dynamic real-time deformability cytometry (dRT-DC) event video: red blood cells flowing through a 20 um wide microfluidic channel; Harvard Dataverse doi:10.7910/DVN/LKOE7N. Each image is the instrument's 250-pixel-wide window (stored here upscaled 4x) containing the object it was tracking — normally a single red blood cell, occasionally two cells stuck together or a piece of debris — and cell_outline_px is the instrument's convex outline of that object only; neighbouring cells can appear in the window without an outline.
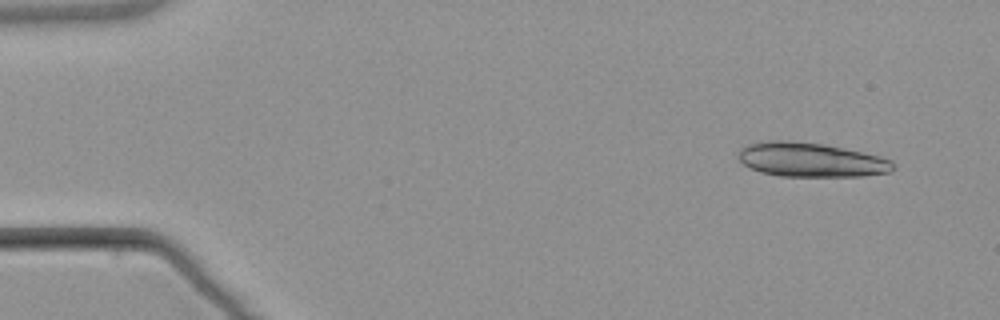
{"species": "common noctule bat (a hibernating species)", "species_latin": "Nyctalus noctula", "temperature_condition": "warm", "stored_images_in_passage": 5, "segment_of_instrument_passage": [1, 2], "camera_frame_rate_fps": 3000, "um_per_image_px": 0.085, "animal": {"sex": "male", "body_mass_g": 21.5, "forearm_length_mm": 52.0}, "frame": {"image": 1, "passage_image": 1, "time_ms": 0.0, "image_size_px": [1000, 320], "cell_outline_px": [[896, 168], [888, 172], [860, 176], [780, 176], [760, 172], [744, 164], [736, 156], [740, 148], [748, 144], [768, 140], [788, 140], [824, 144], [880, 156], [892, 160], [896, 164]], "centroid_in_image_um": [68.92, 13.58], "position_along_channel_um": 16.1, "area_um2": 30.98}}